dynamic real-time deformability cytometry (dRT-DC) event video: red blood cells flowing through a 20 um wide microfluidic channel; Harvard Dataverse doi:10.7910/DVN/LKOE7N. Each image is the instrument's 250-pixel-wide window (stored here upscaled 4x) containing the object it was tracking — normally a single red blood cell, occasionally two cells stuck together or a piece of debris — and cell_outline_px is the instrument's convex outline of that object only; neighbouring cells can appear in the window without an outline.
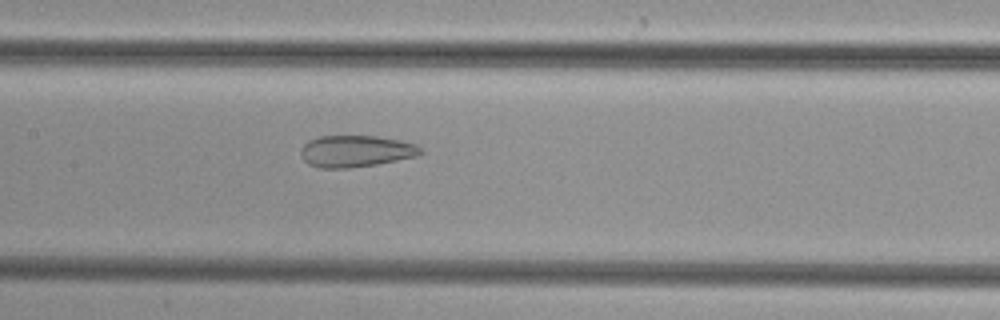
{"species": "common noctule bat (a hibernating species)", "species_latin": "Nyctalus noctula", "temperature_condition": "cold", "stored_images_in_passage": 46, "camera_frame_rate_fps": 3000, "um_per_image_px": 0.085, "animal": {"sex": "female", "body_mass_g": 29.2, "forearm_length_mm": 56.3}, "frame": {"image": 1, "passage_image": 21, "time_ms": 6.667, "image_size_px": [1000, 320], "cell_outline_px": [[424, 152], [420, 156], [376, 164], [348, 168], [320, 168], [308, 164], [300, 156], [300, 152], [304, 144], [308, 140], [320, 136], [376, 136], [400, 140], [416, 144], [424, 148]], "centroid_in_image_um": [30.28, 12.85], "position_along_channel_um": 177.1, "area_um2": 22.37}}
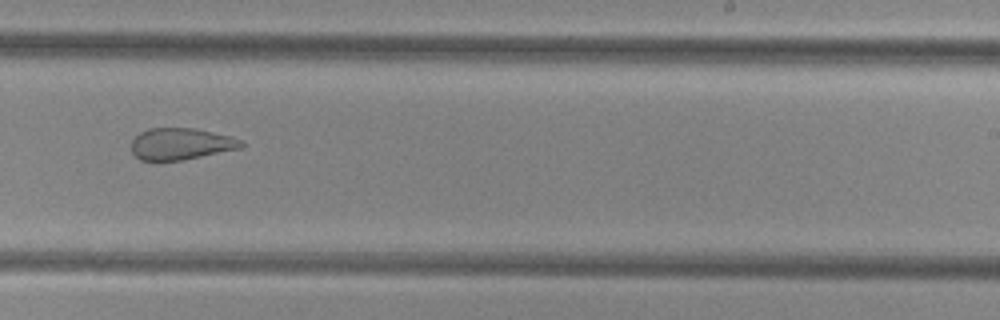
{"frame": {"image": 2, "passage_image": 28, "time_ms": 9.0, "image_size_px": [1000, 320], "cell_outline_px": [[244, 144], [240, 148], [184, 160], [160, 164], [156, 164], [140, 160], [132, 152], [132, 140], [140, 132], [148, 128], [196, 128], [232, 136], [244, 140]], "centroid_in_image_um": [15.35, 12.27], "position_along_channel_um": 273.7, "area_um2": 21.04}}
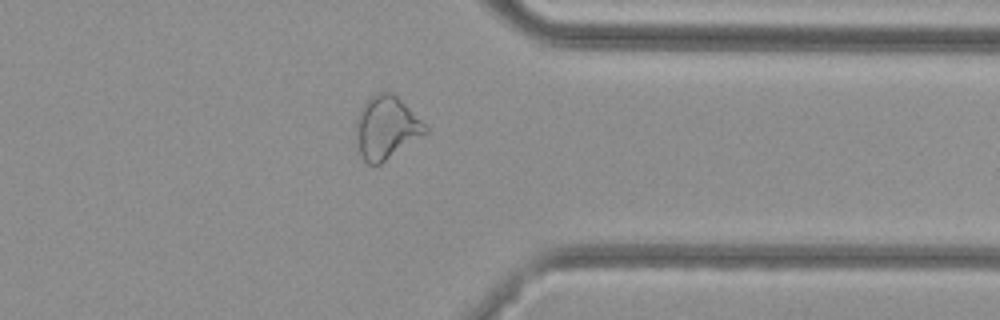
{"frame": {"image": 3, "passage_image": 36, "time_ms": 11.667, "image_size_px": [1000, 320], "cell_outline_px": [[428, 132], [380, 164], [368, 164], [364, 160], [360, 152], [356, 136], [356, 120], [360, 108], [376, 92], [392, 92], [428, 128]], "centroid_in_image_um": [32.81, 10.85], "position_along_channel_um": 378.6, "area_um2": 24.8}}